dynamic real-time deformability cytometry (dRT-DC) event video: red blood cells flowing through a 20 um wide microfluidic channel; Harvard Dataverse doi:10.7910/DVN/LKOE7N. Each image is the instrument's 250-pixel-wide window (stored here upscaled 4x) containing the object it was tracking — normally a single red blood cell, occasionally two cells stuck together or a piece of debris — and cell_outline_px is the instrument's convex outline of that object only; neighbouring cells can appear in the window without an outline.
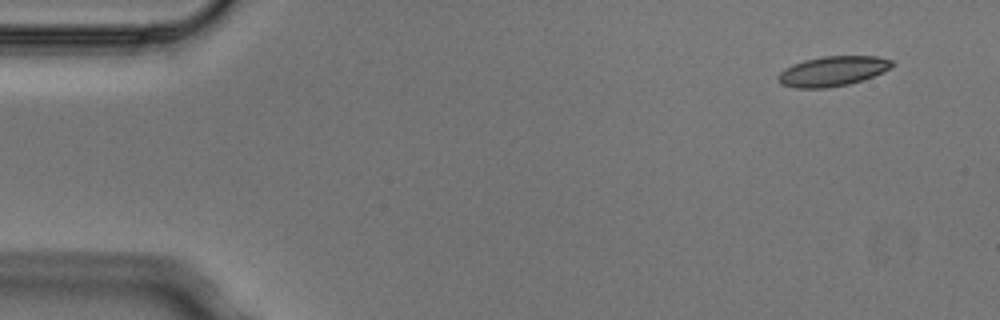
{"species": "Egyptian fruit bat (a non-hibernating species)", "species_latin": "Rousettus aegyptiacus", "temperature_condition": "cold", "stored_images_in_passage": 4, "segment_of_instrument_passage": [1, 2], "camera_frame_rate_fps": 3000, "um_per_image_px": 0.085, "animal": {"sex": "male"}, "frame": {"image": 1, "passage_image": 1, "time_ms": 0.0, "image_size_px": [1000, 320], "cell_outline_px": [[896, 64], [884, 72], [848, 84], [824, 88], [796, 88], [780, 84], [776, 76], [784, 68], [792, 64], [804, 60], [824, 56], [876, 56], [892, 60]], "centroid_in_image_um": [70.75, 6.04], "position_along_channel_um": 14.2, "area_um2": 19.88}}